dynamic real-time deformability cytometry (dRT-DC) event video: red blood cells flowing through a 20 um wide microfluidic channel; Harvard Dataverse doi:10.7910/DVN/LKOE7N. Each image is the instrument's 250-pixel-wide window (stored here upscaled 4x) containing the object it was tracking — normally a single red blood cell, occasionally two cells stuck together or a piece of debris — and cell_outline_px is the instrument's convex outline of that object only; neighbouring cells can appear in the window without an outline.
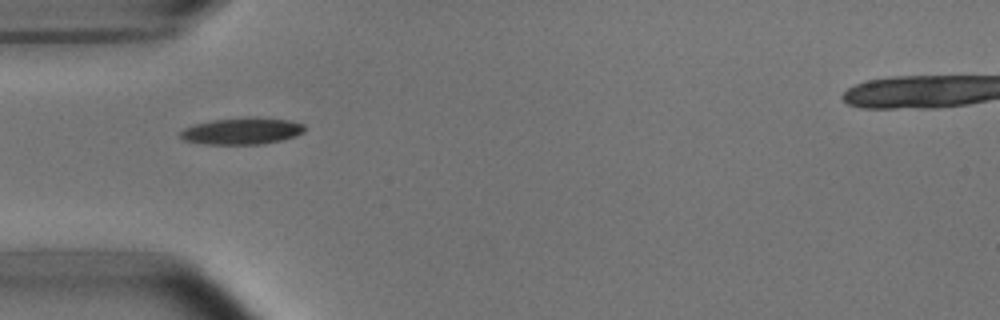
{"species": "common noctule bat (a hibernating species)", "species_latin": "Nyctalus noctula", "temperature_condition": "room temperature", "stored_images_in_passage": 39, "segment_of_instrument_passage": [1, 2], "camera_frame_rate_fps": 3000, "um_per_image_px": 0.085, "animal": {"sex": "male", "body_mass_g": 15.6}, "frame": {"image": 1, "passage_image": 1, "time_ms": 0.0, "image_size_px": [1000, 320], "cell_outline_px": [[304, 132], [296, 136], [284, 140], [264, 144], [204, 144], [184, 140], [180, 136], [180, 132], [184, 128], [192, 124], [212, 120], [256, 116], [288, 120], [304, 124]], "centroid_in_image_um": [20.58, 11.13], "position_along_channel_um": 64.4, "area_um2": 19.59}}
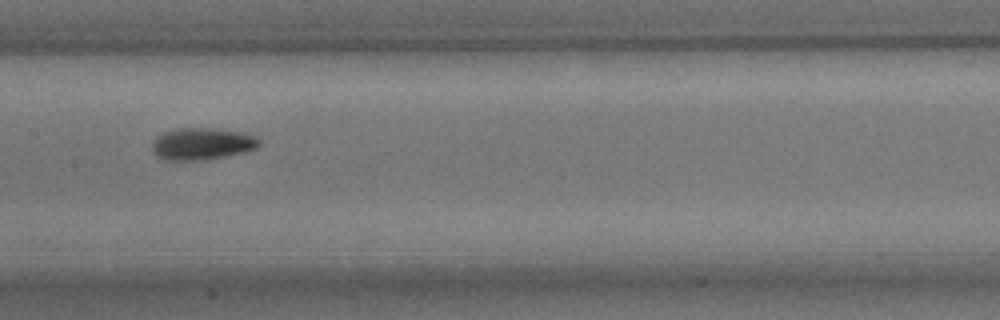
{"frame": {"image": 2, "passage_image": 11, "time_ms": 3.333, "image_size_px": [1000, 320], "cell_outline_px": [[260, 144], [256, 148], [244, 152], [204, 160], [164, 160], [156, 156], [152, 152], [152, 144], [164, 132], [180, 128], [208, 128], [240, 132], [252, 136], [260, 140]], "centroid_in_image_um": [17.15, 12.24], "position_along_channel_um": 190.3, "area_um2": 19.59}}
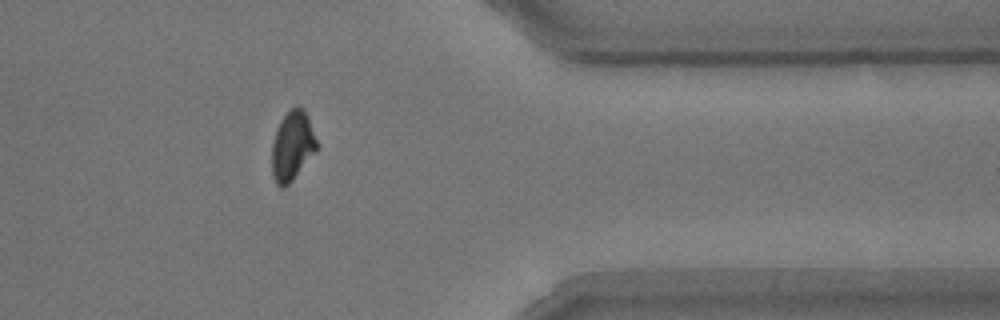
{"frame": {"image": 3, "passage_image": 28, "time_ms": 9.0, "image_size_px": [1000, 320], "cell_outline_px": [[320, 148], [292, 180], [284, 188], [280, 188], [276, 184], [272, 176], [272, 144], [276, 128], [280, 120], [292, 108], [304, 108], [308, 116], [320, 144]], "centroid_in_image_um": [24.88, 12.42], "position_along_channel_um": 386.5, "area_um2": 18.55}}